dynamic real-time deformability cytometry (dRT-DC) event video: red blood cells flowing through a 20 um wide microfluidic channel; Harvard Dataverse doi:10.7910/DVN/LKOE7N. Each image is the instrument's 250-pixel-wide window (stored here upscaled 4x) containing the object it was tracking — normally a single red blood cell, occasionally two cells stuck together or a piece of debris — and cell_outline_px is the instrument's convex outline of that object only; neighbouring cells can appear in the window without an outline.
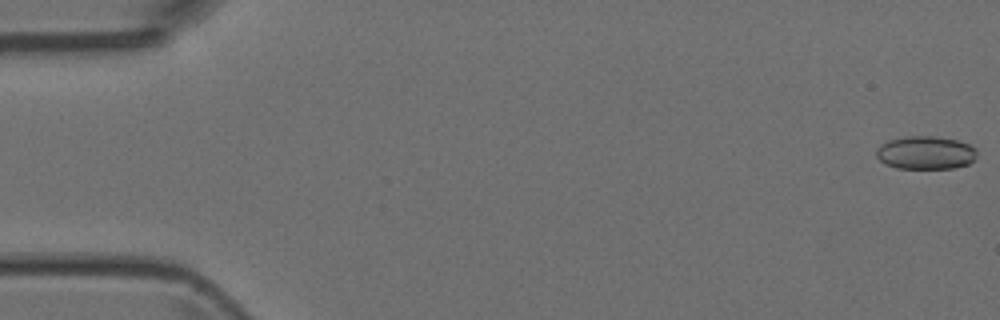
{"species": "Egyptian fruit bat (a non-hibernating species)", "species_latin": "Rousettus aegyptiacus", "temperature_condition": "room temperature", "stored_images_in_passage": 16, "camera_frame_rate_fps": 3000, "um_per_image_px": 0.085, "animal": {"sex": "female"}, "frame": {"image": 1, "passage_image": 1, "time_ms": 0.0, "image_size_px": [1000, 320], "cell_outline_px": [[976, 156], [968, 164], [952, 168], [896, 168], [884, 164], [876, 156], [876, 152], [880, 144], [888, 140], [904, 136], [936, 136], [956, 140], [968, 144], [976, 148]], "centroid_in_image_um": [78.64, 12.97], "position_along_channel_um": 6.4, "area_um2": 19.48}}
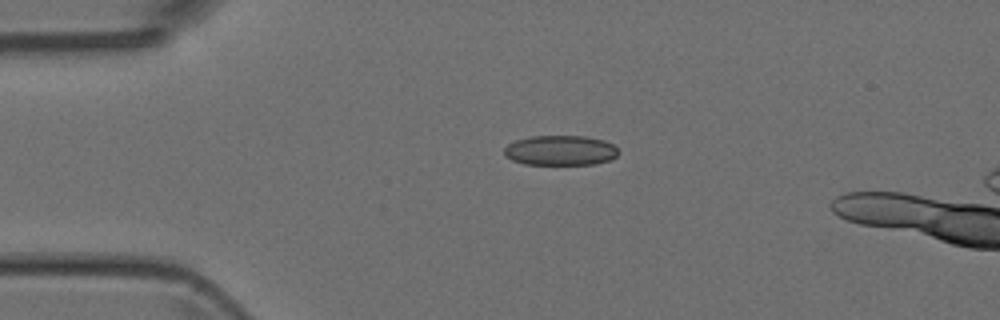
{"frame": {"image": 2, "passage_image": 12, "time_ms": 3.667, "image_size_px": [1000, 320], "cell_outline_px": [[616, 156], [612, 160], [596, 164], [524, 164], [512, 160], [504, 156], [504, 148], [508, 144], [516, 140], [532, 136], [584, 136], [604, 140], [612, 144], [616, 148]], "centroid_in_image_um": [47.62, 12.79], "position_along_channel_um": 37.4, "area_um2": 19.94}}